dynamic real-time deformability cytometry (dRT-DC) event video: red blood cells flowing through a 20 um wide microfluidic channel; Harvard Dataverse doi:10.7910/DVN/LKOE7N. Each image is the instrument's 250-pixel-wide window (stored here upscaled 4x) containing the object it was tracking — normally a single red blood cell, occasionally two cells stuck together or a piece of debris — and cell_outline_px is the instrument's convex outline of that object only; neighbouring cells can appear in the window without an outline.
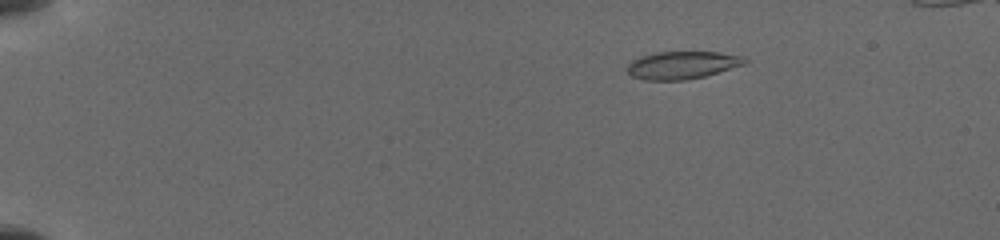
{"species": "common noctule bat (a hibernating species)", "species_latin": "Nyctalus noctula", "temperature_condition": "cold", "stored_images_in_passage": 22, "camera_frame_rate_fps": 3000, "um_per_image_px": 0.085, "animal": {"sex": "female", "body_mass_g": 19.5, "forearm_length_mm": 54.1}, "frame": {"image": 1, "passage_image": 6, "time_ms": 3.0, "image_size_px": [1000, 240], "cell_outline_px": [[748, 60], [744, 64], [704, 76], [684, 80], [644, 80], [632, 76], [628, 72], [628, 64], [632, 60], [644, 56], [660, 52], [716, 52], [744, 56]], "centroid_in_image_um": [57.99, 5.54], "position_along_channel_um": 27.0, "area_um2": 18.61}}
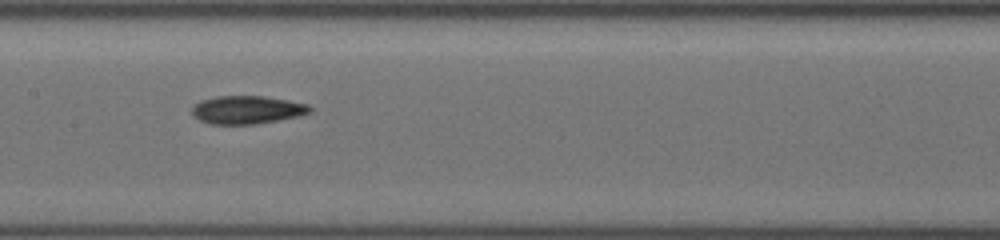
{"frame": {"image": 2, "passage_image": 16, "time_ms": 9.667, "image_size_px": [1000, 240], "cell_outline_px": [[312, 108], [308, 112], [296, 116], [276, 120], [252, 124], [208, 124], [200, 120], [192, 112], [192, 108], [200, 100], [216, 96], [264, 96], [288, 100], [308, 104]], "centroid_in_image_um": [20.97, 9.32], "position_along_channel_um": 186.4, "area_um2": 19.02}}
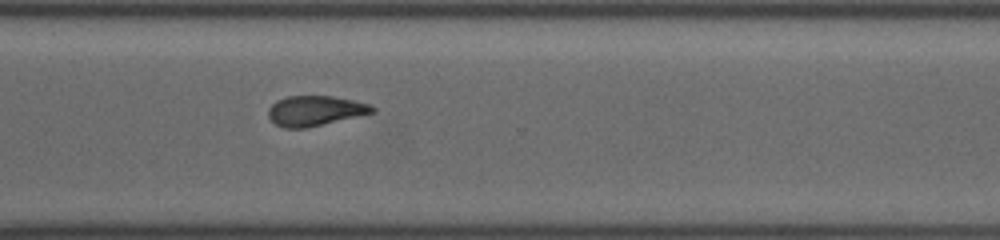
{"frame": {"image": 3, "passage_image": 22, "time_ms": 13.667, "image_size_px": [1000, 240], "cell_outline_px": [[376, 112], [304, 128], [284, 128], [276, 124], [268, 116], [268, 108], [276, 100], [288, 96], [332, 96], [372, 104], [376, 108]], "centroid_in_image_um": [26.79, 9.4], "position_along_channel_um": 343.8, "area_um2": 18.15}}